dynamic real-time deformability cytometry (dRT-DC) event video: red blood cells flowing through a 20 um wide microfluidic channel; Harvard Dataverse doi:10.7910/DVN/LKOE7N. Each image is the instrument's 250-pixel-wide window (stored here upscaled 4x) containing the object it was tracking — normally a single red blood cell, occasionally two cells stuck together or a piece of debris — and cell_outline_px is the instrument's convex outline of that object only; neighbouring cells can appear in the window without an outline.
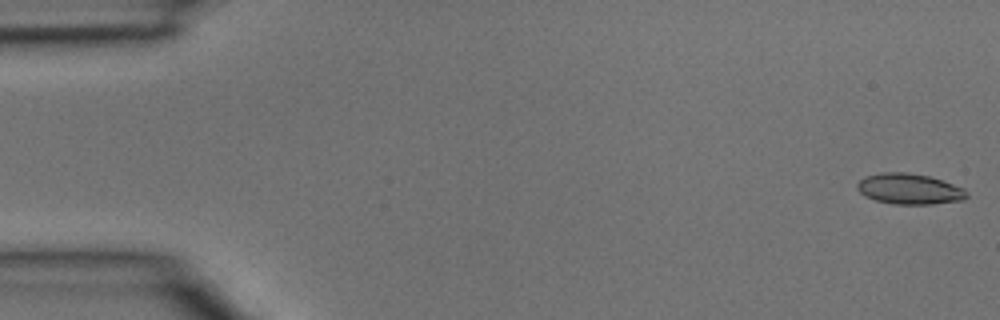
{"species": "common noctule bat (a hibernating species)", "species_latin": "Nyctalus noctula", "temperature_condition": "room temperature", "stored_images_in_passage": 4, "camera_frame_rate_fps": 3000, "um_per_image_px": 0.085, "animal": {"sex": "male", "body_mass_g": 15.6}, "frame": {"image": 1, "passage_image": 1, "time_ms": 0.0, "image_size_px": [1000, 320], "cell_outline_px": [[968, 196], [964, 200], [932, 204], [896, 204], [876, 200], [864, 196], [856, 188], [856, 184], [860, 180], [868, 176], [884, 172], [904, 172], [928, 176], [964, 188], [968, 192]], "centroid_in_image_um": [77.31, 16.07], "position_along_channel_um": 7.7, "area_um2": 19.42}}
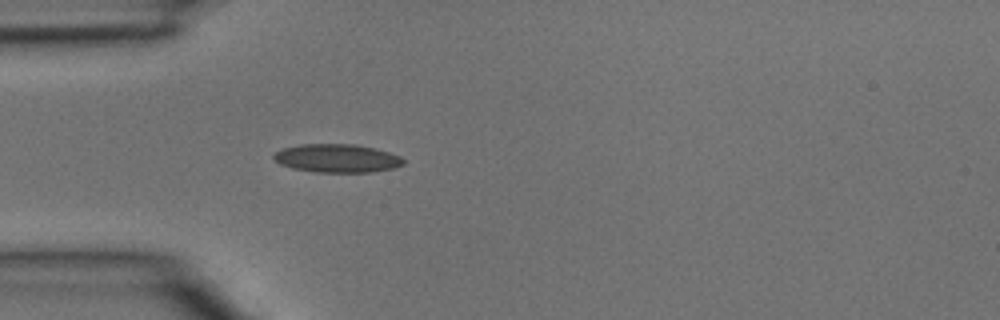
{"frame": {"image": 2, "passage_image": 4, "time_ms": 1.0, "image_size_px": [1000, 320], "cell_outline_px": [[404, 164], [392, 168], [372, 172], [316, 172], [292, 168], [280, 164], [272, 156], [276, 152], [284, 148], [300, 144], [352, 144], [376, 148], [400, 156], [404, 160]], "centroid_in_image_um": [28.65, 13.45], "position_along_channel_um": 56.3, "area_um2": 21.33}}